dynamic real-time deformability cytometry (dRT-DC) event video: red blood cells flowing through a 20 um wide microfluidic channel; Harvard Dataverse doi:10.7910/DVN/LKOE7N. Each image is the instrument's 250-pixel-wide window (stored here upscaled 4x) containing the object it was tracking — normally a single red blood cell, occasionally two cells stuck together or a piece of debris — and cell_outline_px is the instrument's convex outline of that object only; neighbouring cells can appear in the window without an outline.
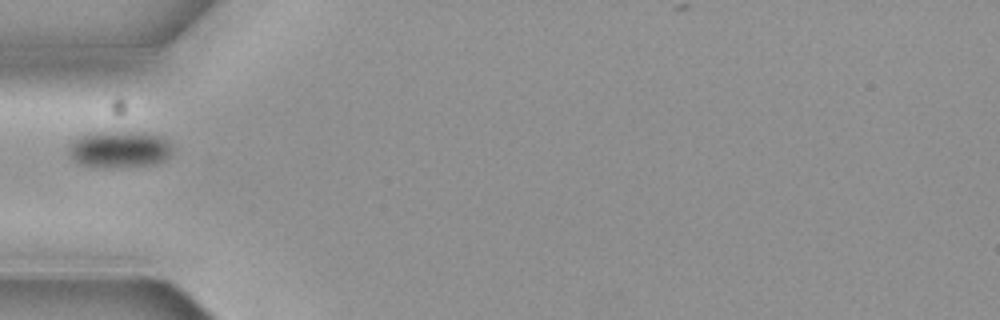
{"species": "common noctule bat (a hibernating species)", "species_latin": "Nyctalus noctula", "temperature_condition": "cold", "stored_images_in_passage": 4, "camera_frame_rate_fps": 3000, "um_per_image_px": 0.085, "animal": {"sex": "female", "body_mass_g": 19.3, "forearm_length_mm": 54.1}, "frame": {"image": 1, "passage_image": 1, "time_ms": 0.0, "image_size_px": [1000, 320], "cell_outline_px": [[172, 152], [164, 160], [152, 164], [108, 168], [104, 168], [80, 164], [72, 160], [68, 152], [68, 144], [72, 140], [80, 136], [96, 132], [144, 132], [164, 136], [172, 144]], "centroid_in_image_um": [10.14, 12.68], "position_along_channel_um": 74.9, "area_um2": 22.54}}
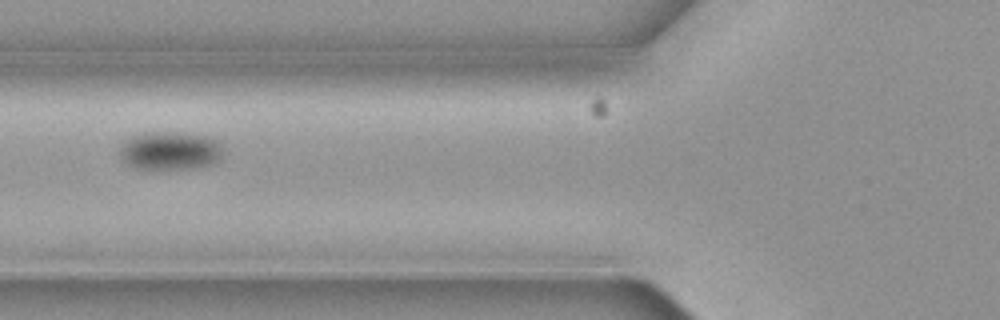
{"frame": {"image": 2, "passage_image": 2, "time_ms": 0.333, "image_size_px": [1000, 320], "cell_outline_px": [[224, 152], [220, 160], [216, 164], [188, 168], [136, 168], [120, 160], [120, 144], [124, 140], [132, 136], [144, 132], [176, 132], [208, 136], [216, 140], [224, 148]], "centroid_in_image_um": [14.47, 12.79], "position_along_channel_um": 111.3, "area_um2": 23.35}}
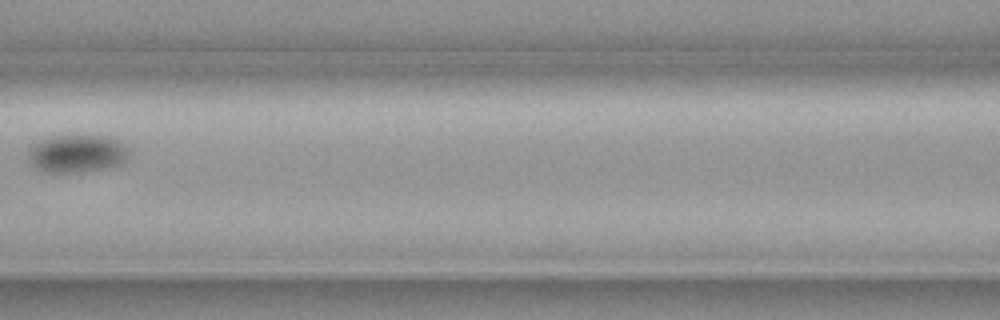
{"frame": {"image": 3, "passage_image": 3, "time_ms": 0.667, "image_size_px": [1000, 320], "cell_outline_px": [[132, 152], [120, 164], [108, 168], [84, 172], [44, 172], [32, 168], [28, 156], [28, 148], [36, 140], [60, 132], [72, 132], [116, 136]], "centroid_in_image_um": [6.52, 12.97], "position_along_channel_um": 160.1, "area_um2": 24.1}}